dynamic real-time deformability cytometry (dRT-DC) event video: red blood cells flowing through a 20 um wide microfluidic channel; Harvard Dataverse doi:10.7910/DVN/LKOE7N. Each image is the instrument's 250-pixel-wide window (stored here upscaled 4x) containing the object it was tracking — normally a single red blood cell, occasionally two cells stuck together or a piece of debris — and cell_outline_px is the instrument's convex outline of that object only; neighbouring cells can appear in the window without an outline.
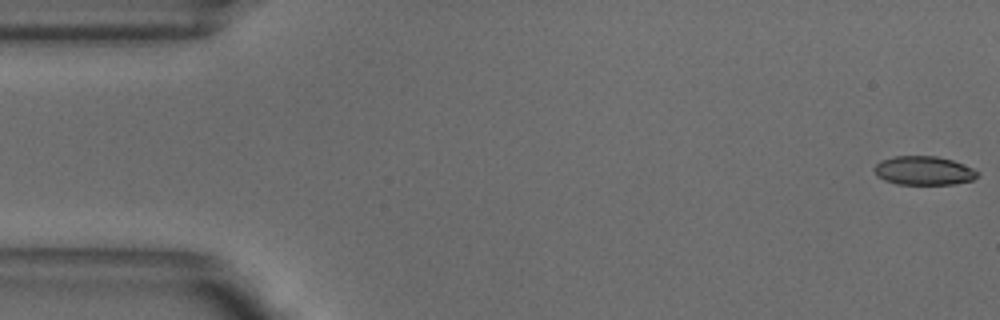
{"species": "common noctule bat (a hibernating species)", "species_latin": "Nyctalus noctula", "temperature_condition": "warm", "stored_images_in_passage": 52, "camera_frame_rate_fps": 3000, "um_per_image_px": 0.085, "animal": {"sex": "male", "body_mass_g": 18.8}, "frame": {"image": 1, "passage_image": 1, "time_ms": 0.0, "image_size_px": [1000, 320], "cell_outline_px": [[980, 172], [972, 180], [952, 184], [896, 184], [884, 180], [876, 176], [872, 168], [880, 160], [892, 156], [936, 156], [952, 160], [972, 168]], "centroid_in_image_um": [78.45, 14.5], "position_along_channel_um": 6.5, "area_um2": 17.4}}
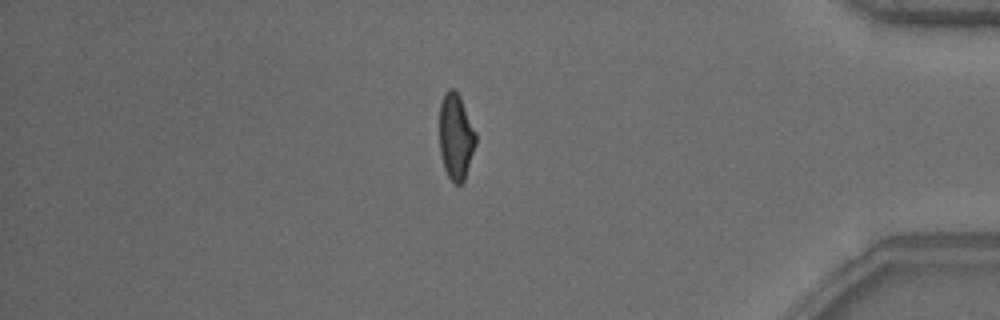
{"frame": {"image": 2, "passage_image": 44, "time_ms": 14.333, "image_size_px": [1000, 320], "cell_outline_px": [[476, 144], [464, 180], [460, 184], [456, 184], [448, 176], [444, 168], [440, 156], [440, 104], [444, 92], [448, 88], [452, 88], [460, 96], [476, 132]], "centroid_in_image_um": [38.74, 11.59], "position_along_channel_um": 396.5, "area_um2": 18.21}}
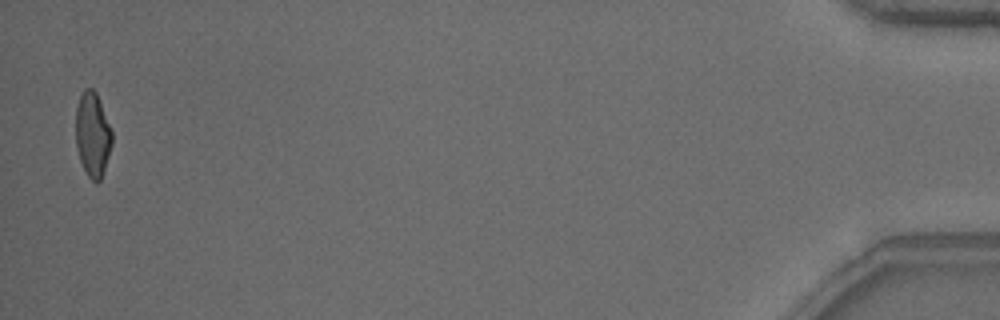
{"frame": {"image": 3, "passage_image": 51, "time_ms": 16.667, "image_size_px": [1000, 320], "cell_outline_px": [[112, 144], [100, 180], [96, 184], [88, 176], [80, 160], [76, 144], [76, 108], [80, 96], [84, 88], [92, 88], [96, 92], [112, 128]], "centroid_in_image_um": [7.88, 11.4], "position_along_channel_um": 427.3, "area_um2": 17.8}, "authors_computed_cell_mechanics": {"area_um2": 18.496, "velocity_mm_per_s": 3.8676, "shape_relaxation_time_tau1_ms": 4.513, "shape_relaxation_time_tau2_ms": 1.7774, "deformation_change_tau1": 0.1822, "deformation_change_tau2": 0.0968}}